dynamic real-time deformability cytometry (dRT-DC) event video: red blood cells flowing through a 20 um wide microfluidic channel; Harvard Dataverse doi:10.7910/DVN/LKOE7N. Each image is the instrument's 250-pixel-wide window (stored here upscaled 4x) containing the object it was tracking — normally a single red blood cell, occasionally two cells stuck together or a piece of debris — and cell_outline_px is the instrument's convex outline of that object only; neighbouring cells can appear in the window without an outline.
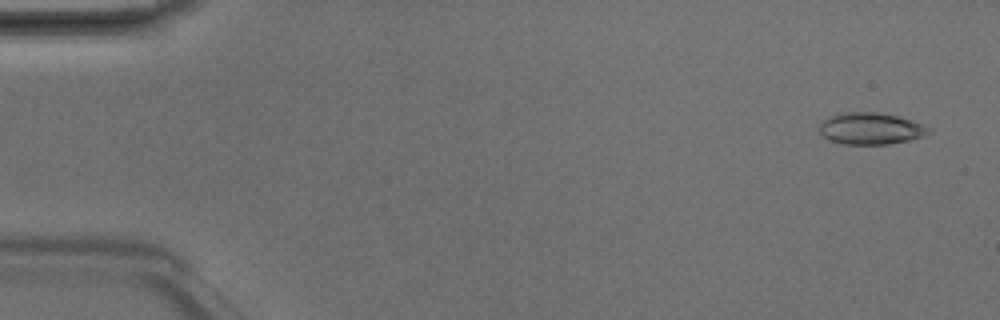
{"species": "Egyptian fruit bat (a non-hibernating species)", "species_latin": "Rousettus aegyptiacus", "temperature_condition": "room temperature", "stored_images_in_passage": 4, "camera_frame_rate_fps": 3000, "um_per_image_px": 0.085, "animal": {"sex": "male"}, "frame": {"image": 1, "passage_image": 1, "time_ms": 0.0, "image_size_px": [1000, 320], "cell_outline_px": [[932, 132], [924, 136], [908, 140], [888, 144], [844, 144], [828, 140], [820, 136], [820, 120], [828, 116], [840, 112], [880, 112], [912, 120], [932, 128]], "centroid_in_image_um": [73.98, 10.92], "position_along_channel_um": 11.0, "area_um2": 20.58}}
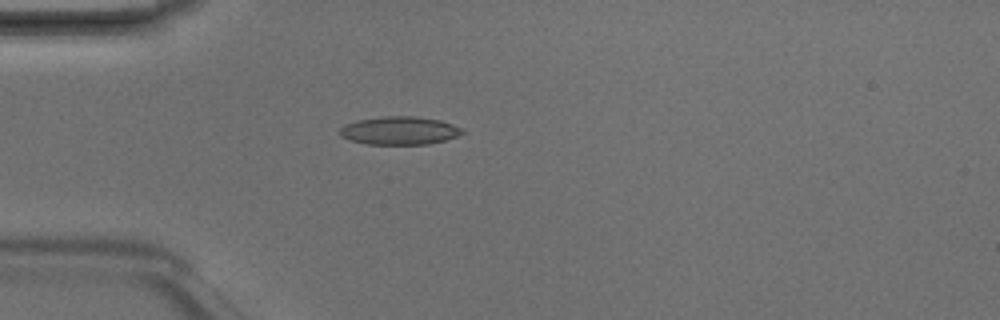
{"frame": {"image": 2, "passage_image": 4, "time_ms": 1.0, "image_size_px": [1000, 320], "cell_outline_px": [[464, 132], [456, 136], [444, 140], [428, 144], [368, 144], [352, 140], [340, 136], [340, 128], [344, 124], [356, 120], [384, 116], [416, 116], [440, 120], [464, 128]], "centroid_in_image_um": [33.96, 11.09], "position_along_channel_um": 51.0, "area_um2": 20.06}}